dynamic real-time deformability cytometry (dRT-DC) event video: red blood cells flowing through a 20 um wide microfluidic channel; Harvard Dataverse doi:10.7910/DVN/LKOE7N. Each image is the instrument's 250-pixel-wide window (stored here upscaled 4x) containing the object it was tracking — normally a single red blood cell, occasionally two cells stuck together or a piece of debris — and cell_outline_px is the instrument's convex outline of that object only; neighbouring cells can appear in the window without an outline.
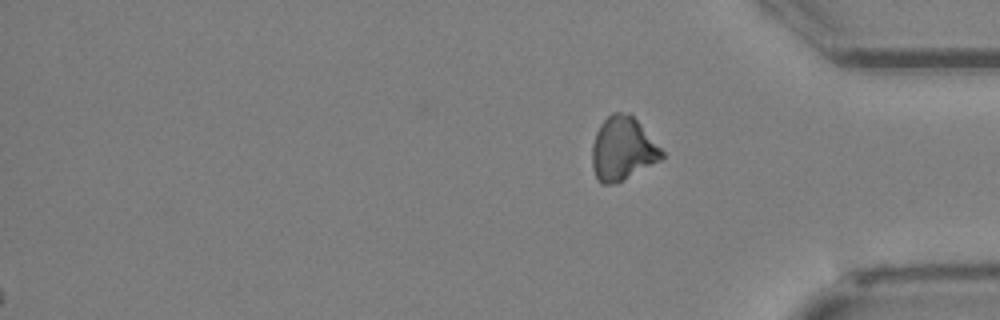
{"species": "Egyptian fruit bat (a non-hibernating species)", "species_latin": "Rousettus aegyptiacus", "temperature_condition": "cold", "stored_images_in_passage": 29, "segment_of_instrument_passage": [2, 2], "camera_frame_rate_fps": 3000, "um_per_image_px": 0.085, "animal": {"sex": "female"}, "frame": {"image": 1, "passage_image": 29, "time_ms": 9.333, "image_size_px": [1000, 320], "cell_outline_px": [[664, 156], [660, 160], [616, 184], [600, 184], [596, 180], [592, 168], [592, 144], [596, 132], [600, 124], [612, 112], [628, 112], [640, 124], [664, 152]], "centroid_in_image_um": [52.89, 12.67], "position_along_channel_um": 382.3, "area_um2": 25.78}}